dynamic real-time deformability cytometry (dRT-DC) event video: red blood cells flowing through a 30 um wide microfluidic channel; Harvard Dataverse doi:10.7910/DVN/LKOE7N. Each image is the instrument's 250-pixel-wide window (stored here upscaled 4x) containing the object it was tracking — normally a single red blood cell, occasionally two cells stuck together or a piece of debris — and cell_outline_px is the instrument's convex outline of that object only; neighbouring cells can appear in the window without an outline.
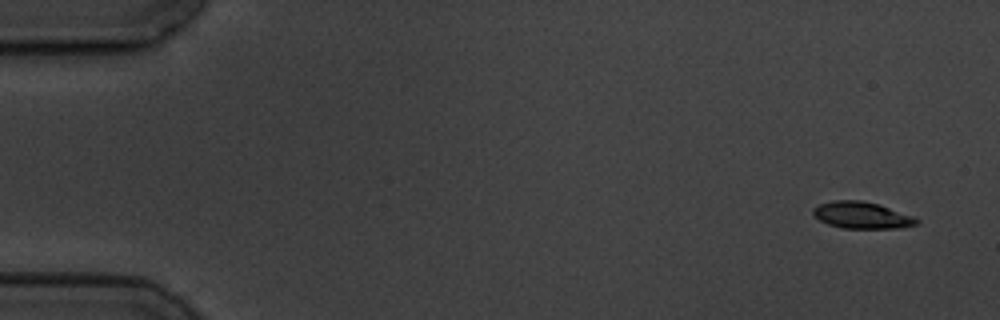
{"species": "common noctule bat (a hibernating species)", "species_latin": "Nyctalus noctula", "temperature_condition": "cold", "stored_images_in_passage": 4, "camera_frame_rate_fps": 3000, "um_per_image_px": 0.085, "animal": {"sex": "male", "body_mass_g": 19.5, "forearm_length_mm": 54.6}, "frame": {"image": 1, "passage_image": 1, "time_ms": 0.0, "image_size_px": [1000, 320], "cell_outline_px": [[920, 220], [916, 224], [900, 228], [844, 228], [828, 224], [820, 220], [812, 212], [812, 208], [820, 204], [832, 200], [860, 200], [880, 204], [916, 216]], "centroid_in_image_um": [73.3, 18.28], "position_along_channel_um": 11.7, "area_um2": 16.24}}
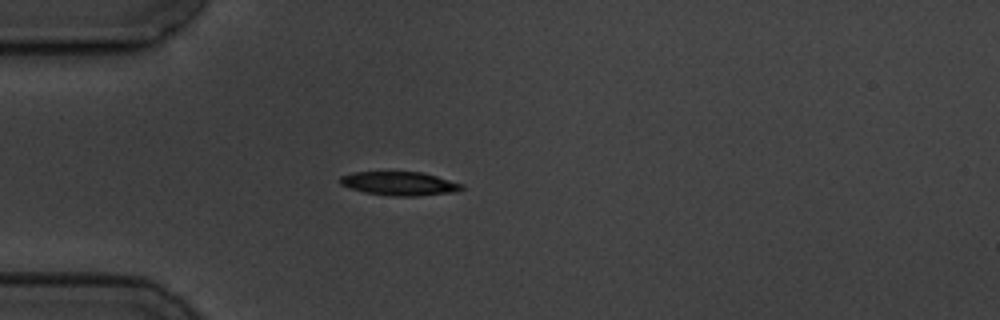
{"frame": {"image": 2, "passage_image": 4, "time_ms": 4.333, "image_size_px": [1000, 320], "cell_outline_px": [[464, 188], [456, 192], [416, 196], [392, 196], [364, 192], [340, 184], [340, 176], [352, 172], [420, 172], [436, 176], [464, 184]], "centroid_in_image_um": [33.98, 15.6], "position_along_channel_um": 51.0, "area_um2": 16.76}}